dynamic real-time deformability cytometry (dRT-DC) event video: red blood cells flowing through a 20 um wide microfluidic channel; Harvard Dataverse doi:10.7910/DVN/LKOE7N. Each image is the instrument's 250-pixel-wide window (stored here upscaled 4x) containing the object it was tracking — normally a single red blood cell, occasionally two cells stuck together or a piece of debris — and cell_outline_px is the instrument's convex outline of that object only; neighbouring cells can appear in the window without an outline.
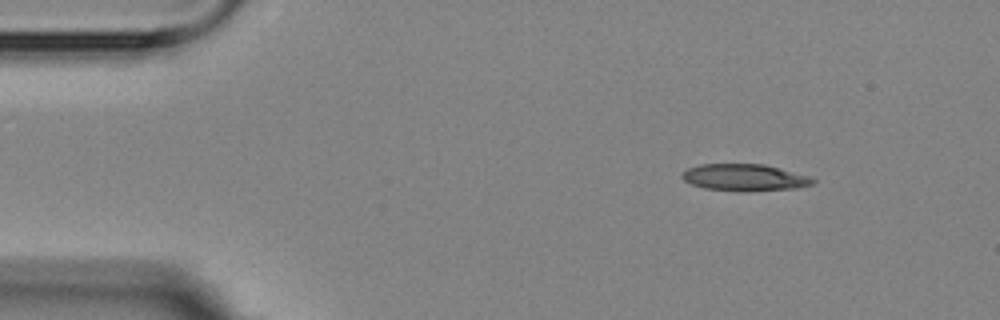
{"species": "Egyptian fruit bat (a non-hibernating species)", "species_latin": "Rousettus aegyptiacus", "temperature_condition": "room temperature", "stored_images_in_passage": 3, "camera_frame_rate_fps": 3000, "um_per_image_px": 0.085, "animal": {"sex": "female"}, "frame": {"image": 1, "passage_image": 1, "time_ms": 0.0, "image_size_px": [1000, 320], "cell_outline_px": [[816, 180], [812, 184], [800, 188], [748, 192], [740, 192], [704, 188], [692, 184], [684, 180], [680, 176], [688, 168], [700, 164], [764, 164], [808, 176]], "centroid_in_image_um": [63.29, 15.1], "position_along_channel_um": 21.7, "area_um2": 20.58}}